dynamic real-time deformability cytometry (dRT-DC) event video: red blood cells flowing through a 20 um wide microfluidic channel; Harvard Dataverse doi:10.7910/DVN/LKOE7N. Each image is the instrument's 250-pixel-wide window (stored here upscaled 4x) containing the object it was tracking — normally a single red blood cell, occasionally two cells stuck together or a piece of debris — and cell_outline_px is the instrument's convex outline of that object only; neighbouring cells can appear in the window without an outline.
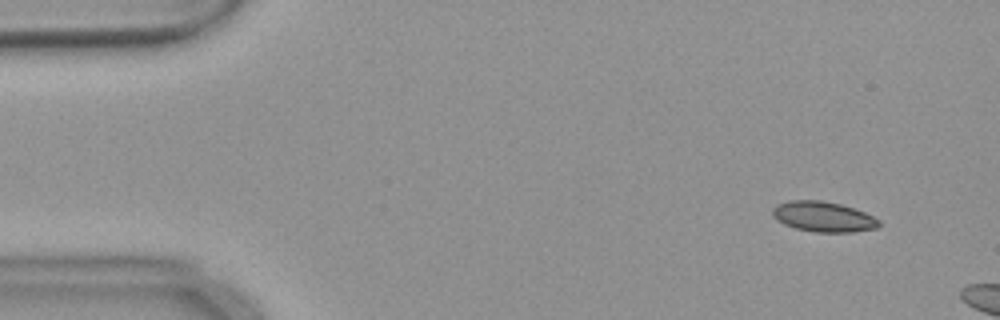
{"species": "common noctule bat (a hibernating species)", "species_latin": "Nyctalus noctula", "temperature_condition": "warm", "stored_images_in_passage": 10, "camera_frame_rate_fps": 3000, "um_per_image_px": 0.085, "animal": {"sex": "female", "body_mass_g": 18.4}, "frame": {"image": 1, "passage_image": 5, "time_ms": 1.333, "image_size_px": [1000, 320], "cell_outline_px": [[880, 224], [876, 228], [852, 232], [816, 232], [796, 228], [784, 224], [776, 220], [772, 216], [772, 208], [776, 204], [788, 200], [824, 200], [840, 204], [864, 212], [880, 220]], "centroid_in_image_um": [69.94, 18.41], "position_along_channel_um": 15.1, "area_um2": 18.84}}